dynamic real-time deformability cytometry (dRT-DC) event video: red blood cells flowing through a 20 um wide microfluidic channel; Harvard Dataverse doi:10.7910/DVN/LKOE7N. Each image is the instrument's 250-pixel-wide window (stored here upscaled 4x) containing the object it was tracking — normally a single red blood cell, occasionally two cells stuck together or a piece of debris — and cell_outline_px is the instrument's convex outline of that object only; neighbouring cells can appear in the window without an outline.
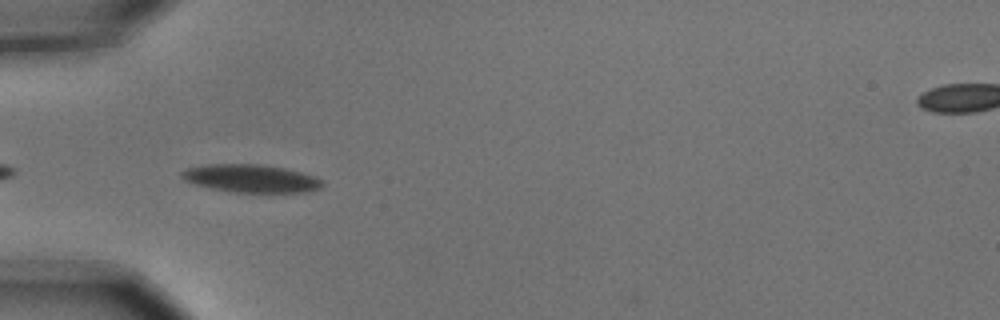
{"species": "common noctule bat (a hibernating species)", "species_latin": "Nyctalus noctula", "temperature_condition": "cold", "stored_images_in_passage": 5, "camera_frame_rate_fps": 3000, "um_per_image_px": 0.085, "animal": {"sex": "male", "body_mass_g": 15.6}, "frame": {"image": 1, "passage_image": 4, "time_ms": 1.0, "image_size_px": [1000, 320], "cell_outline_px": [[324, 184], [320, 188], [304, 192], [236, 192], [212, 188], [196, 184], [184, 180], [180, 176], [180, 172], [188, 168], [208, 164], [260, 164], [284, 168], [300, 172], [324, 180]], "centroid_in_image_um": [21.33, 15.16], "position_along_channel_um": 63.7, "area_um2": 22.66}}
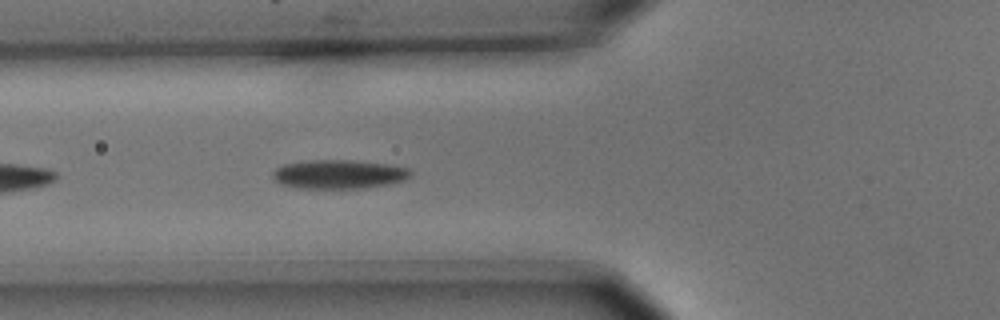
{"frame": {"image": 2, "passage_image": 5, "time_ms": 1.333, "image_size_px": [1000, 320], "cell_outline_px": [[412, 176], [404, 180], [388, 184], [364, 188], [296, 188], [280, 184], [272, 176], [272, 172], [276, 168], [284, 164], [308, 160], [352, 160], [392, 164], [408, 168], [412, 172]], "centroid_in_image_um": [28.82, 14.8], "position_along_channel_um": 97.0, "area_um2": 23.47}}